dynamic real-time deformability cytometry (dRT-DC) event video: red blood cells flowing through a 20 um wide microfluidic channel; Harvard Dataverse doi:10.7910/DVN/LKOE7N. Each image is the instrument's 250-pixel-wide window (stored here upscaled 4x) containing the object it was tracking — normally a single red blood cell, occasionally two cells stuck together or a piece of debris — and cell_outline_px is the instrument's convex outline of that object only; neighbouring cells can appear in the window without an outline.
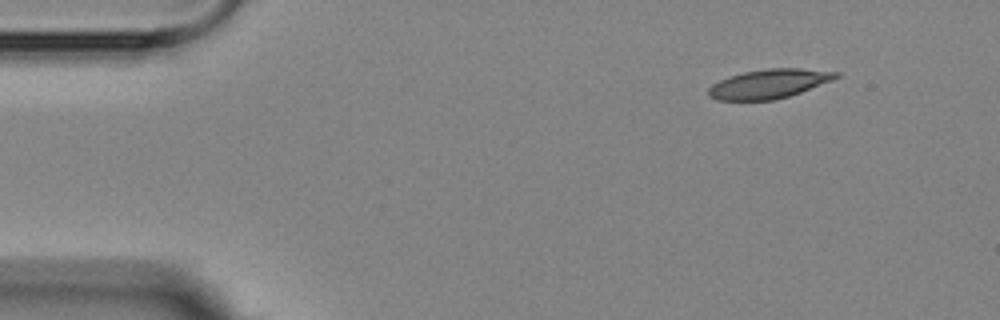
{"species": "Egyptian fruit bat (a non-hibernating species)", "species_latin": "Rousettus aegyptiacus", "temperature_condition": "room temperature", "stored_images_in_passage": 4, "segment_of_instrument_passage": [2, 2], "camera_frame_rate_fps": 3000, "um_per_image_px": 0.085, "animal": {"sex": "female"}, "frame": {"image": 1, "passage_image": 4, "time_ms": 5.333, "image_size_px": [1000, 320], "cell_outline_px": [[840, 76], [832, 80], [800, 92], [788, 96], [772, 100], [716, 100], [708, 96], [708, 88], [712, 84], [720, 80], [744, 72], [764, 68], [800, 68], [840, 72]], "centroid_in_image_um": [65.36, 7.12], "position_along_channel_um": 19.6, "area_um2": 21.56}}